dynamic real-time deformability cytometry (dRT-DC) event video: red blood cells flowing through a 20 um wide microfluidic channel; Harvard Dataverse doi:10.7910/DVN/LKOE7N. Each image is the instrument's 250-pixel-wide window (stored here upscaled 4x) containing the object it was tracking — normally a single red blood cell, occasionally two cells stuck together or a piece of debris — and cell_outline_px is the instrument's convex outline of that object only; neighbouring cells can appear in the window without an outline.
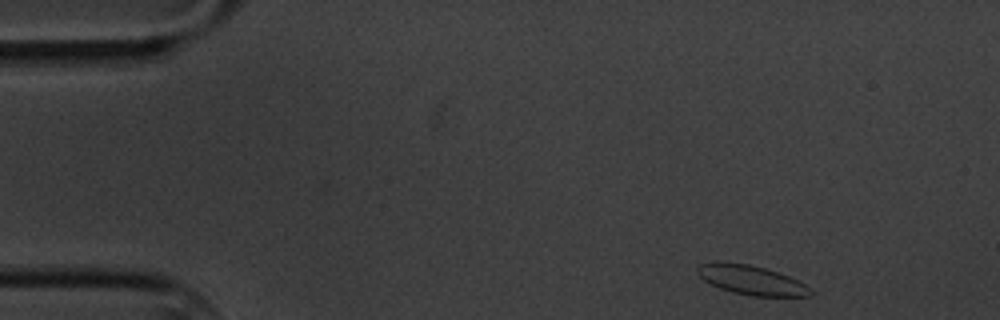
{"species": "common noctule bat (a hibernating species)", "species_latin": "Nyctalus noctula", "temperature_condition": "cold", "stored_images_in_passage": 4, "camera_frame_rate_fps": 3000, "um_per_image_px": 0.085, "animal": {"sex": "male", "body_mass_g": 20.1, "forearm_length_mm": 53.5}, "frame": {"image": 1, "passage_image": 1, "time_ms": 0.0, "image_size_px": [1000, 320], "cell_outline_px": [[812, 296], [752, 296], [732, 292], [720, 288], [704, 280], [696, 272], [696, 268], [700, 264], [748, 264], [764, 268], [788, 276], [812, 288]], "centroid_in_image_um": [63.92, 23.85], "position_along_channel_um": 21.1, "area_um2": 18.67}}